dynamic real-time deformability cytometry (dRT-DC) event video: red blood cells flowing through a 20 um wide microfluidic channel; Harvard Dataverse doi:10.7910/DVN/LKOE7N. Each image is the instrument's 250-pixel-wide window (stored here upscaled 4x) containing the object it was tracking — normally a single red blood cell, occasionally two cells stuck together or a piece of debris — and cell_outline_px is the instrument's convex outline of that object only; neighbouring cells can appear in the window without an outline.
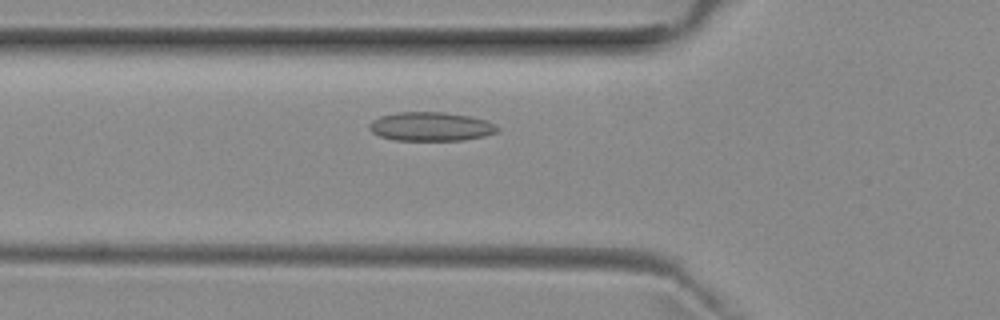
{"species": "common noctule bat (a hibernating species)", "species_latin": "Nyctalus noctula", "temperature_condition": "room temperature", "stored_images_in_passage": 39, "camera_frame_rate_fps": 3000, "um_per_image_px": 0.085, "animal": {"sex": "female", "body_mass_g": 29.2, "forearm_length_mm": 56.3}, "frame": {"image": 1, "passage_image": 6, "time_ms": 1.667, "image_size_px": [1000, 320], "cell_outline_px": [[500, 128], [496, 132], [484, 136], [464, 140], [392, 140], [380, 136], [372, 132], [368, 128], [368, 124], [372, 120], [380, 116], [396, 112], [444, 112], [468, 116], [484, 120]], "centroid_in_image_um": [36.56, 10.76], "position_along_channel_um": 89.2, "area_um2": 21.5}}
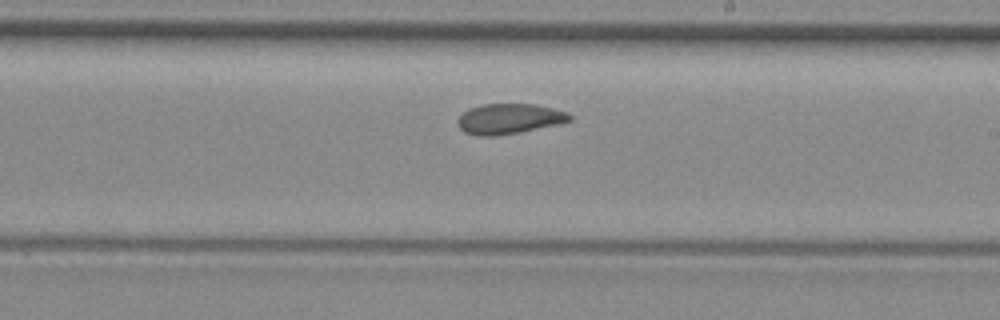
{"frame": {"image": 2, "passage_image": 18, "time_ms": 5.667, "image_size_px": [1000, 320], "cell_outline_px": [[572, 120], [560, 124], [520, 132], [496, 136], [476, 136], [464, 132], [456, 124], [460, 116], [468, 108], [480, 104], [536, 104], [552, 108], [564, 112], [572, 116]], "centroid_in_image_um": [43.25, 10.1], "position_along_channel_um": 245.7, "area_um2": 19.88}}
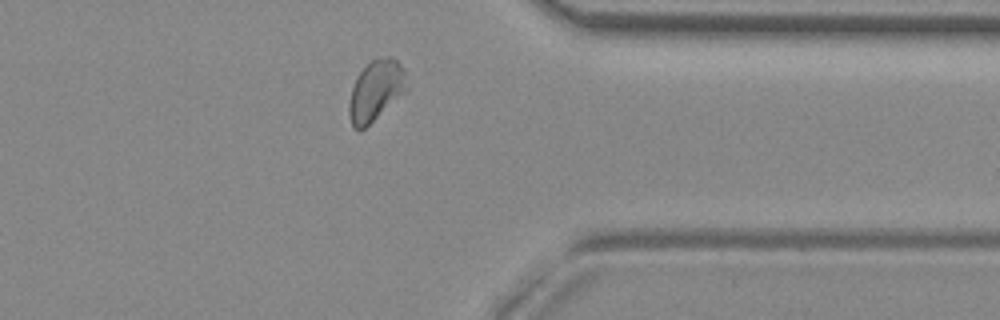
{"frame": {"image": 3, "passage_image": 29, "time_ms": 9.333, "image_size_px": [1000, 320], "cell_outline_px": [[408, 88], [360, 132], [352, 128], [348, 112], [348, 104], [352, 88], [360, 72], [372, 60], [384, 56], [392, 56], [404, 68]], "centroid_in_image_um": [31.93, 7.7], "position_along_channel_um": 379.5, "area_um2": 20.11}, "authors_computed_cell_mechanics": {"area_um2": 19.9988, "velocity_mm_per_s": 3.9148, "shape_relaxation_time_tau1_ms": null, "shape_relaxation_time_tau2_ms": 2.3111, "deformation_change_tau1": null, "deformation_change_tau2": 0.0643}}